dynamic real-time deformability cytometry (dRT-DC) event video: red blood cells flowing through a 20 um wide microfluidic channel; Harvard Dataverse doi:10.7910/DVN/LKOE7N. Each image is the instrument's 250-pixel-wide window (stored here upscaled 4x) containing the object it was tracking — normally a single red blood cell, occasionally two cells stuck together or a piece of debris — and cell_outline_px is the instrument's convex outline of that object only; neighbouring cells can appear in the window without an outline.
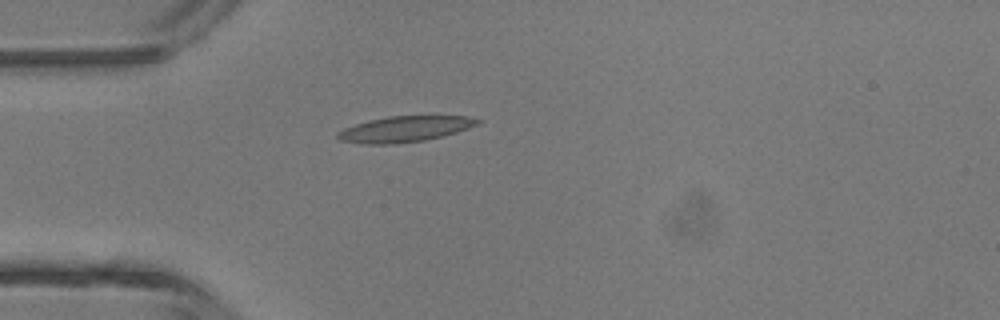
{"species": "common noctule bat (a hibernating species)", "species_latin": "Nyctalus noctula", "temperature_condition": "room temperature", "stored_images_in_passage": 1, "camera_frame_rate_fps": 3000, "um_per_image_px": 0.085, "animal": {"sex": "male", "body_mass_g": 13.3}, "frame": {"image": 1, "passage_image": 1, "time_ms": 0.0, "image_size_px": [1000, 320], "cell_outline_px": [[484, 120], [480, 124], [456, 132], [424, 140], [396, 144], [360, 144], [340, 140], [336, 136], [336, 132], [344, 128], [368, 120], [388, 116], [468, 116]], "centroid_in_image_um": [34.4, 10.97], "position_along_channel_um": 50.6, "area_um2": 21.1}}